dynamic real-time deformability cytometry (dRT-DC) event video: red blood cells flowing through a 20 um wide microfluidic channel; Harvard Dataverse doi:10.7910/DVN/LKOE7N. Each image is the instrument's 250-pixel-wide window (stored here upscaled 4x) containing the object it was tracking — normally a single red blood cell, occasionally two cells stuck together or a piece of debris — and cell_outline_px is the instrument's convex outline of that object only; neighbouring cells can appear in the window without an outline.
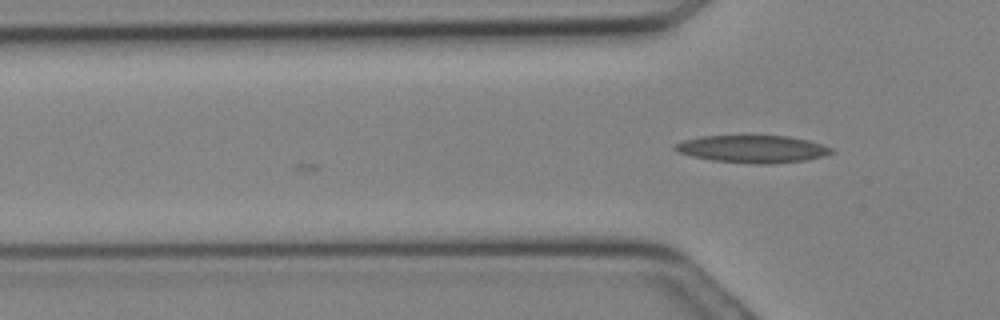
{"species": "Egyptian fruit bat (a non-hibernating species)", "species_latin": "Rousettus aegyptiacus", "temperature_condition": "cold", "stored_images_in_passage": 2, "camera_frame_rate_fps": 3000, "um_per_image_px": 0.085, "animal": {"sex": "female"}, "frame": {"image": 1, "passage_image": 2, "time_ms": 0.333, "image_size_px": [1000, 320], "cell_outline_px": [[836, 152], [824, 156], [804, 160], [772, 164], [756, 164], [712, 160], [692, 156], [680, 152], [672, 148], [676, 144], [684, 140], [700, 136], [788, 136], [808, 140], [832, 148]], "centroid_in_image_um": [63.99, 12.67], "position_along_channel_um": 61.8, "area_um2": 24.85}}